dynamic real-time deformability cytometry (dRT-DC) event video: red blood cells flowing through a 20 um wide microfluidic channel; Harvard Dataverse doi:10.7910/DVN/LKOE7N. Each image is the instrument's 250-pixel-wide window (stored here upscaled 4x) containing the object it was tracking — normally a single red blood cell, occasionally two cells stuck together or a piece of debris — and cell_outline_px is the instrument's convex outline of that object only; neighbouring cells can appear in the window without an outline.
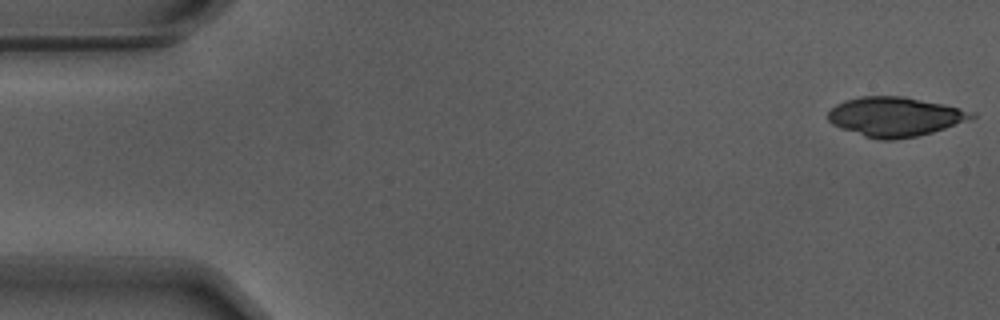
{"species": "Egyptian fruit bat (a non-hibernating species)", "species_latin": "Rousettus aegyptiacus", "temperature_condition": "warm", "stored_images_in_passage": 11, "camera_frame_rate_fps": 3000, "um_per_image_px": 0.085, "animal": {"sex": "male"}, "frame": {"image": 1, "passage_image": 1, "time_ms": 0.0, "image_size_px": [1000, 320], "cell_outline_px": [[976, 116], [968, 120], [932, 132], [916, 136], [892, 140], [880, 140], [864, 136], [840, 128], [832, 124], [828, 120], [828, 112], [836, 104], [844, 100], [860, 96], [900, 96], [944, 104], [976, 112]], "centroid_in_image_um": [76.05, 9.91], "position_along_channel_um": 8.9, "area_um2": 32.83}}